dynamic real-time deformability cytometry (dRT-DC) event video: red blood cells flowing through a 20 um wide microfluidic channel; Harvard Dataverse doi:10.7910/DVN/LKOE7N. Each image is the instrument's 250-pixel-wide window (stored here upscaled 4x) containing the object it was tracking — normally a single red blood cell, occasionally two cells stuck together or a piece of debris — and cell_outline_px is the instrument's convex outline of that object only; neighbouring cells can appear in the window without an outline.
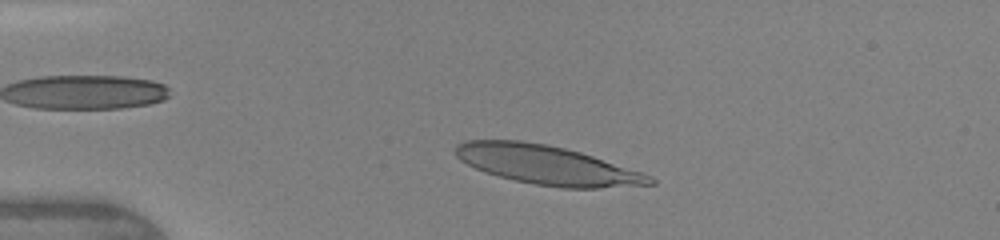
{"species": "human", "species_latin": "Homo sapiens", "temperature_condition": "warm", "stored_images_in_passage": 36, "camera_frame_rate_fps": 3000, "um_per_image_px": 0.085, "donor": {"sex": "female"}, "frame": {"image": 1, "passage_image": 6, "time_ms": 1.667, "image_size_px": [1000, 240], "cell_outline_px": [[656, 184], [596, 188], [560, 188], [536, 184], [516, 180], [484, 172], [460, 160], [456, 156], [456, 144], [464, 140], [520, 140], [544, 144], [564, 148], [580, 152], [652, 176], [656, 180]], "centroid_in_image_um": [46.48, 14.02], "position_along_channel_um": 38.5, "area_um2": 43.75}}
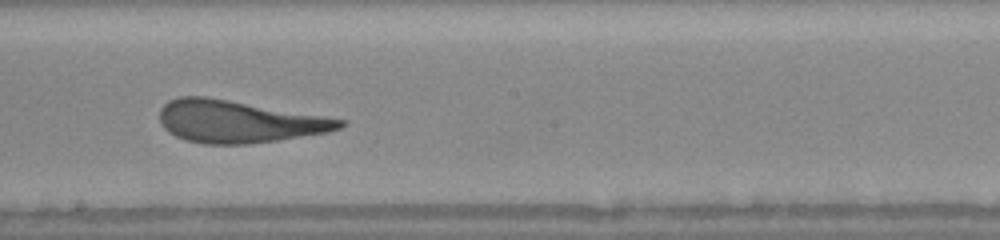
{"frame": {"image": 2, "passage_image": 22, "time_ms": 7.0, "image_size_px": [1000, 240], "cell_outline_px": [[344, 124], [340, 128], [328, 132], [276, 140], [248, 144], [204, 144], [184, 140], [168, 132], [160, 124], [160, 108], [168, 100], [180, 96], [204, 96], [228, 100], [344, 120]], "centroid_in_image_um": [20.18, 10.34], "position_along_channel_um": 228.0, "area_um2": 43.81}}
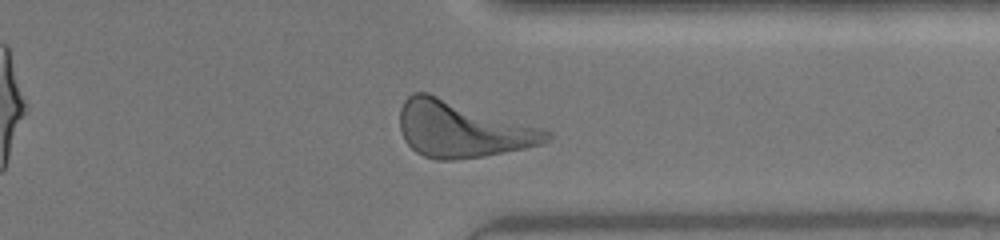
{"frame": {"image": 3, "passage_image": 32, "time_ms": 10.333, "image_size_px": [1000, 240], "cell_outline_px": [[552, 136], [544, 144], [484, 156], [456, 160], [436, 160], [424, 156], [416, 152], [404, 140], [400, 128], [400, 108], [404, 100], [412, 92], [428, 92], [540, 128], [552, 132]], "centroid_in_image_um": [39.24, 10.99], "position_along_channel_um": 372.2, "area_um2": 47.86}, "authors_computed_cell_mechanics": {"area_um2": 44.3904, "velocity_mm_per_s": 4.334, "shape_relaxation_time_tau1_ms": 3.8233, "shape_relaxation_time_tau2_ms": 0.8962, "deformation_change_tau1": 0.2029, "deformation_change_tau2": 0.1117}}